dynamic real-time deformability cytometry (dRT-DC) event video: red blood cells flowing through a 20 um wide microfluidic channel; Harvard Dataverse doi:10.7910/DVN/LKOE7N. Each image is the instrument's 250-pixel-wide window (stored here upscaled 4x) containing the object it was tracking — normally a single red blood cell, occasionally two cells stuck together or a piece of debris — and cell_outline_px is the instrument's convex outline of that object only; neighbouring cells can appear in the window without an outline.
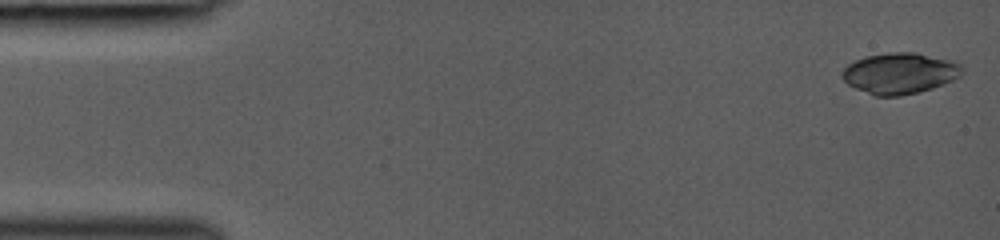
{"species": "common noctule bat (a hibernating species)", "species_latin": "Nyctalus noctula", "temperature_condition": "room temperature", "stored_images_in_passage": 42, "camera_frame_rate_fps": 3000, "um_per_image_px": 0.085, "animal": {"sex": "female", "body_mass_g": 19.0, "forearm_length_mm": 53.3}, "frame": {"image": 1, "passage_image": 1, "time_ms": 0.0, "image_size_px": [1000, 240], "cell_outline_px": [[964, 68], [960, 76], [944, 84], [920, 92], [900, 96], [876, 96], [856, 88], [848, 84], [840, 76], [840, 72], [848, 64], [864, 56], [892, 52], [916, 52], [952, 60], [960, 64]], "centroid_in_image_um": [76.48, 6.22], "position_along_channel_um": 8.5, "area_um2": 28.84}}
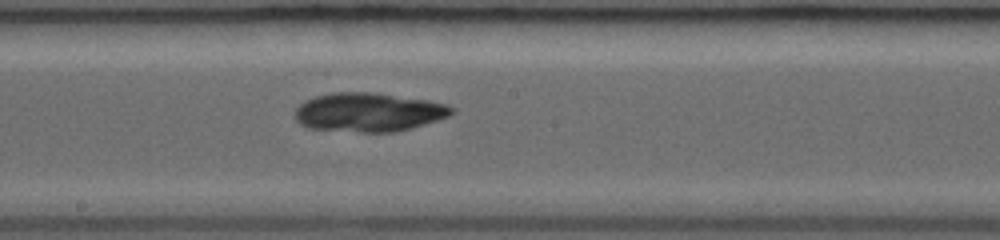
{"frame": {"image": 2, "passage_image": 24, "time_ms": 7.667, "image_size_px": [1000, 240], "cell_outline_px": [[456, 112], [448, 116], [412, 128], [396, 132], [360, 132], [308, 128], [300, 124], [296, 120], [296, 108], [304, 100], [316, 96], [332, 92], [368, 92], [428, 100], [448, 104], [456, 108]], "centroid_in_image_um": [31.34, 9.54], "position_along_channel_um": 216.9, "area_um2": 35.55}}
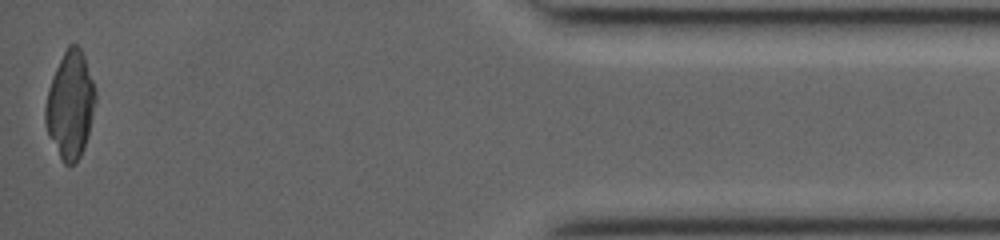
{"frame": {"image": 3, "passage_image": 42, "time_ms": 13.667, "image_size_px": [1000, 240], "cell_outline_px": [[96, 100], [88, 136], [84, 148], [80, 156], [72, 164], [64, 164], [48, 136], [44, 120], [44, 108], [48, 88], [52, 76], [68, 44], [76, 44], [84, 52], [96, 92]], "centroid_in_image_um": [5.96, 8.9], "position_along_channel_um": 429.2, "area_um2": 31.39}}